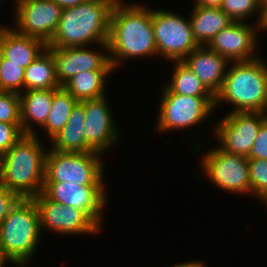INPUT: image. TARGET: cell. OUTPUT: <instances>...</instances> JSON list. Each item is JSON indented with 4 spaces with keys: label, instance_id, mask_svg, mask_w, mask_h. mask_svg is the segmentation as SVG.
I'll return each mask as SVG.
<instances>
[{
    "label": "cell",
    "instance_id": "obj_24",
    "mask_svg": "<svg viewBox=\"0 0 267 267\" xmlns=\"http://www.w3.org/2000/svg\"><path fill=\"white\" fill-rule=\"evenodd\" d=\"M78 101L63 87L54 88L51 110L43 128L49 139L55 137L67 124L70 114Z\"/></svg>",
    "mask_w": 267,
    "mask_h": 267
},
{
    "label": "cell",
    "instance_id": "obj_12",
    "mask_svg": "<svg viewBox=\"0 0 267 267\" xmlns=\"http://www.w3.org/2000/svg\"><path fill=\"white\" fill-rule=\"evenodd\" d=\"M39 216L40 226L63 235L92 234L100 228L83 210L75 209L50 200L43 192L33 197Z\"/></svg>",
    "mask_w": 267,
    "mask_h": 267
},
{
    "label": "cell",
    "instance_id": "obj_33",
    "mask_svg": "<svg viewBox=\"0 0 267 267\" xmlns=\"http://www.w3.org/2000/svg\"><path fill=\"white\" fill-rule=\"evenodd\" d=\"M259 18H257L256 22V29L259 30H267V0H260V6H259Z\"/></svg>",
    "mask_w": 267,
    "mask_h": 267
},
{
    "label": "cell",
    "instance_id": "obj_25",
    "mask_svg": "<svg viewBox=\"0 0 267 267\" xmlns=\"http://www.w3.org/2000/svg\"><path fill=\"white\" fill-rule=\"evenodd\" d=\"M172 63L176 65L172 71L170 84L168 83L166 86L171 93L190 96H213L183 61H172Z\"/></svg>",
    "mask_w": 267,
    "mask_h": 267
},
{
    "label": "cell",
    "instance_id": "obj_40",
    "mask_svg": "<svg viewBox=\"0 0 267 267\" xmlns=\"http://www.w3.org/2000/svg\"><path fill=\"white\" fill-rule=\"evenodd\" d=\"M1 160H2V156L0 155V173H1Z\"/></svg>",
    "mask_w": 267,
    "mask_h": 267
},
{
    "label": "cell",
    "instance_id": "obj_11",
    "mask_svg": "<svg viewBox=\"0 0 267 267\" xmlns=\"http://www.w3.org/2000/svg\"><path fill=\"white\" fill-rule=\"evenodd\" d=\"M14 30L48 44L61 18L62 8L54 0H16Z\"/></svg>",
    "mask_w": 267,
    "mask_h": 267
},
{
    "label": "cell",
    "instance_id": "obj_9",
    "mask_svg": "<svg viewBox=\"0 0 267 267\" xmlns=\"http://www.w3.org/2000/svg\"><path fill=\"white\" fill-rule=\"evenodd\" d=\"M202 168L214 185L239 194L251 193L248 158L222 149L209 150L203 156Z\"/></svg>",
    "mask_w": 267,
    "mask_h": 267
},
{
    "label": "cell",
    "instance_id": "obj_17",
    "mask_svg": "<svg viewBox=\"0 0 267 267\" xmlns=\"http://www.w3.org/2000/svg\"><path fill=\"white\" fill-rule=\"evenodd\" d=\"M182 61L215 97L221 89L230 62L207 46L197 47Z\"/></svg>",
    "mask_w": 267,
    "mask_h": 267
},
{
    "label": "cell",
    "instance_id": "obj_27",
    "mask_svg": "<svg viewBox=\"0 0 267 267\" xmlns=\"http://www.w3.org/2000/svg\"><path fill=\"white\" fill-rule=\"evenodd\" d=\"M259 6L260 0H222L219 8L234 22H244L252 13L259 12Z\"/></svg>",
    "mask_w": 267,
    "mask_h": 267
},
{
    "label": "cell",
    "instance_id": "obj_8",
    "mask_svg": "<svg viewBox=\"0 0 267 267\" xmlns=\"http://www.w3.org/2000/svg\"><path fill=\"white\" fill-rule=\"evenodd\" d=\"M152 25L158 55L169 61H182L199 45L193 36L190 19L165 10H153Z\"/></svg>",
    "mask_w": 267,
    "mask_h": 267
},
{
    "label": "cell",
    "instance_id": "obj_7",
    "mask_svg": "<svg viewBox=\"0 0 267 267\" xmlns=\"http://www.w3.org/2000/svg\"><path fill=\"white\" fill-rule=\"evenodd\" d=\"M158 131L186 129L195 126L212 114L214 96H190L171 93L166 87L160 101Z\"/></svg>",
    "mask_w": 267,
    "mask_h": 267
},
{
    "label": "cell",
    "instance_id": "obj_14",
    "mask_svg": "<svg viewBox=\"0 0 267 267\" xmlns=\"http://www.w3.org/2000/svg\"><path fill=\"white\" fill-rule=\"evenodd\" d=\"M84 105V133L86 145L95 152L103 154L118 139V131L112 121L106 96L81 101ZM103 151V152H102Z\"/></svg>",
    "mask_w": 267,
    "mask_h": 267
},
{
    "label": "cell",
    "instance_id": "obj_15",
    "mask_svg": "<svg viewBox=\"0 0 267 267\" xmlns=\"http://www.w3.org/2000/svg\"><path fill=\"white\" fill-rule=\"evenodd\" d=\"M256 34L255 26H250L247 22H232L217 33L207 47L222 55L230 64L250 61L259 57L254 54Z\"/></svg>",
    "mask_w": 267,
    "mask_h": 267
},
{
    "label": "cell",
    "instance_id": "obj_20",
    "mask_svg": "<svg viewBox=\"0 0 267 267\" xmlns=\"http://www.w3.org/2000/svg\"><path fill=\"white\" fill-rule=\"evenodd\" d=\"M193 36L199 46H207L214 36L234 22L219 7L195 6L190 16Z\"/></svg>",
    "mask_w": 267,
    "mask_h": 267
},
{
    "label": "cell",
    "instance_id": "obj_3",
    "mask_svg": "<svg viewBox=\"0 0 267 267\" xmlns=\"http://www.w3.org/2000/svg\"><path fill=\"white\" fill-rule=\"evenodd\" d=\"M37 137L24 135L2 156L0 185L21 198H33L43 192L47 151Z\"/></svg>",
    "mask_w": 267,
    "mask_h": 267
},
{
    "label": "cell",
    "instance_id": "obj_28",
    "mask_svg": "<svg viewBox=\"0 0 267 267\" xmlns=\"http://www.w3.org/2000/svg\"><path fill=\"white\" fill-rule=\"evenodd\" d=\"M0 122L21 124L20 94L0 91Z\"/></svg>",
    "mask_w": 267,
    "mask_h": 267
},
{
    "label": "cell",
    "instance_id": "obj_26",
    "mask_svg": "<svg viewBox=\"0 0 267 267\" xmlns=\"http://www.w3.org/2000/svg\"><path fill=\"white\" fill-rule=\"evenodd\" d=\"M24 76H25L24 68L15 63H8V60L0 55L1 92H13L17 94L23 92Z\"/></svg>",
    "mask_w": 267,
    "mask_h": 267
},
{
    "label": "cell",
    "instance_id": "obj_2",
    "mask_svg": "<svg viewBox=\"0 0 267 267\" xmlns=\"http://www.w3.org/2000/svg\"><path fill=\"white\" fill-rule=\"evenodd\" d=\"M117 1L90 0L62 9L58 28L47 47H88L95 42L108 53L111 14Z\"/></svg>",
    "mask_w": 267,
    "mask_h": 267
},
{
    "label": "cell",
    "instance_id": "obj_23",
    "mask_svg": "<svg viewBox=\"0 0 267 267\" xmlns=\"http://www.w3.org/2000/svg\"><path fill=\"white\" fill-rule=\"evenodd\" d=\"M60 87L53 54L46 48L25 68L24 89L29 91Z\"/></svg>",
    "mask_w": 267,
    "mask_h": 267
},
{
    "label": "cell",
    "instance_id": "obj_16",
    "mask_svg": "<svg viewBox=\"0 0 267 267\" xmlns=\"http://www.w3.org/2000/svg\"><path fill=\"white\" fill-rule=\"evenodd\" d=\"M85 47H47L53 54L56 77L60 86L84 70H114L108 55Z\"/></svg>",
    "mask_w": 267,
    "mask_h": 267
},
{
    "label": "cell",
    "instance_id": "obj_39",
    "mask_svg": "<svg viewBox=\"0 0 267 267\" xmlns=\"http://www.w3.org/2000/svg\"><path fill=\"white\" fill-rule=\"evenodd\" d=\"M6 26H1V24H0V35H1V33H2V31L4 30V28H5Z\"/></svg>",
    "mask_w": 267,
    "mask_h": 267
},
{
    "label": "cell",
    "instance_id": "obj_30",
    "mask_svg": "<svg viewBox=\"0 0 267 267\" xmlns=\"http://www.w3.org/2000/svg\"><path fill=\"white\" fill-rule=\"evenodd\" d=\"M23 136L21 124L0 122V155L3 156Z\"/></svg>",
    "mask_w": 267,
    "mask_h": 267
},
{
    "label": "cell",
    "instance_id": "obj_38",
    "mask_svg": "<svg viewBox=\"0 0 267 267\" xmlns=\"http://www.w3.org/2000/svg\"><path fill=\"white\" fill-rule=\"evenodd\" d=\"M260 200H263L266 203L267 206V191L265 193H263L260 197Z\"/></svg>",
    "mask_w": 267,
    "mask_h": 267
},
{
    "label": "cell",
    "instance_id": "obj_37",
    "mask_svg": "<svg viewBox=\"0 0 267 267\" xmlns=\"http://www.w3.org/2000/svg\"><path fill=\"white\" fill-rule=\"evenodd\" d=\"M6 261L10 262V260L5 256L2 246L0 245V267H4V263Z\"/></svg>",
    "mask_w": 267,
    "mask_h": 267
},
{
    "label": "cell",
    "instance_id": "obj_36",
    "mask_svg": "<svg viewBox=\"0 0 267 267\" xmlns=\"http://www.w3.org/2000/svg\"><path fill=\"white\" fill-rule=\"evenodd\" d=\"M170 267H204V263H201L200 261L197 262V261H187L185 263H179L178 265H173V266H170Z\"/></svg>",
    "mask_w": 267,
    "mask_h": 267
},
{
    "label": "cell",
    "instance_id": "obj_1",
    "mask_svg": "<svg viewBox=\"0 0 267 267\" xmlns=\"http://www.w3.org/2000/svg\"><path fill=\"white\" fill-rule=\"evenodd\" d=\"M107 43L113 69L121 60L158 55L152 10L135 3L126 6L118 0L112 9Z\"/></svg>",
    "mask_w": 267,
    "mask_h": 267
},
{
    "label": "cell",
    "instance_id": "obj_10",
    "mask_svg": "<svg viewBox=\"0 0 267 267\" xmlns=\"http://www.w3.org/2000/svg\"><path fill=\"white\" fill-rule=\"evenodd\" d=\"M266 112H228L215 127L220 149L248 157Z\"/></svg>",
    "mask_w": 267,
    "mask_h": 267
},
{
    "label": "cell",
    "instance_id": "obj_34",
    "mask_svg": "<svg viewBox=\"0 0 267 267\" xmlns=\"http://www.w3.org/2000/svg\"><path fill=\"white\" fill-rule=\"evenodd\" d=\"M62 9L70 8L90 0H54Z\"/></svg>",
    "mask_w": 267,
    "mask_h": 267
},
{
    "label": "cell",
    "instance_id": "obj_5",
    "mask_svg": "<svg viewBox=\"0 0 267 267\" xmlns=\"http://www.w3.org/2000/svg\"><path fill=\"white\" fill-rule=\"evenodd\" d=\"M40 216L33 198H21L0 225V245L14 265L26 266L41 238Z\"/></svg>",
    "mask_w": 267,
    "mask_h": 267
},
{
    "label": "cell",
    "instance_id": "obj_32",
    "mask_svg": "<svg viewBox=\"0 0 267 267\" xmlns=\"http://www.w3.org/2000/svg\"><path fill=\"white\" fill-rule=\"evenodd\" d=\"M21 197L0 185V225Z\"/></svg>",
    "mask_w": 267,
    "mask_h": 267
},
{
    "label": "cell",
    "instance_id": "obj_35",
    "mask_svg": "<svg viewBox=\"0 0 267 267\" xmlns=\"http://www.w3.org/2000/svg\"><path fill=\"white\" fill-rule=\"evenodd\" d=\"M195 6L220 7L222 0H195Z\"/></svg>",
    "mask_w": 267,
    "mask_h": 267
},
{
    "label": "cell",
    "instance_id": "obj_21",
    "mask_svg": "<svg viewBox=\"0 0 267 267\" xmlns=\"http://www.w3.org/2000/svg\"><path fill=\"white\" fill-rule=\"evenodd\" d=\"M85 111L84 105L78 102L73 108L67 124L50 141H52V150L58 152H92L86 145L85 139Z\"/></svg>",
    "mask_w": 267,
    "mask_h": 267
},
{
    "label": "cell",
    "instance_id": "obj_13",
    "mask_svg": "<svg viewBox=\"0 0 267 267\" xmlns=\"http://www.w3.org/2000/svg\"><path fill=\"white\" fill-rule=\"evenodd\" d=\"M105 184L81 186L70 182L44 183L43 193L55 202L83 210L100 228L106 204ZM106 198V199H105Z\"/></svg>",
    "mask_w": 267,
    "mask_h": 267
},
{
    "label": "cell",
    "instance_id": "obj_29",
    "mask_svg": "<svg viewBox=\"0 0 267 267\" xmlns=\"http://www.w3.org/2000/svg\"><path fill=\"white\" fill-rule=\"evenodd\" d=\"M251 195L259 198L267 191V159H248Z\"/></svg>",
    "mask_w": 267,
    "mask_h": 267
},
{
    "label": "cell",
    "instance_id": "obj_19",
    "mask_svg": "<svg viewBox=\"0 0 267 267\" xmlns=\"http://www.w3.org/2000/svg\"><path fill=\"white\" fill-rule=\"evenodd\" d=\"M54 88L20 93L21 125L24 135H35L29 122L44 126L52 106Z\"/></svg>",
    "mask_w": 267,
    "mask_h": 267
},
{
    "label": "cell",
    "instance_id": "obj_18",
    "mask_svg": "<svg viewBox=\"0 0 267 267\" xmlns=\"http://www.w3.org/2000/svg\"><path fill=\"white\" fill-rule=\"evenodd\" d=\"M47 44L41 39L18 33L13 28L5 27L0 35V55L8 60L26 68L45 49Z\"/></svg>",
    "mask_w": 267,
    "mask_h": 267
},
{
    "label": "cell",
    "instance_id": "obj_22",
    "mask_svg": "<svg viewBox=\"0 0 267 267\" xmlns=\"http://www.w3.org/2000/svg\"><path fill=\"white\" fill-rule=\"evenodd\" d=\"M115 70H84L71 77L63 87L78 101L105 96V80Z\"/></svg>",
    "mask_w": 267,
    "mask_h": 267
},
{
    "label": "cell",
    "instance_id": "obj_4",
    "mask_svg": "<svg viewBox=\"0 0 267 267\" xmlns=\"http://www.w3.org/2000/svg\"><path fill=\"white\" fill-rule=\"evenodd\" d=\"M215 108L220 101L234 106L231 112H267V65L261 57L232 62L221 89L215 95ZM230 102V103H229Z\"/></svg>",
    "mask_w": 267,
    "mask_h": 267
},
{
    "label": "cell",
    "instance_id": "obj_31",
    "mask_svg": "<svg viewBox=\"0 0 267 267\" xmlns=\"http://www.w3.org/2000/svg\"><path fill=\"white\" fill-rule=\"evenodd\" d=\"M248 159H267V118L261 123Z\"/></svg>",
    "mask_w": 267,
    "mask_h": 267
},
{
    "label": "cell",
    "instance_id": "obj_6",
    "mask_svg": "<svg viewBox=\"0 0 267 267\" xmlns=\"http://www.w3.org/2000/svg\"><path fill=\"white\" fill-rule=\"evenodd\" d=\"M98 152H58L48 150L44 183L70 182L78 186H101L103 162Z\"/></svg>",
    "mask_w": 267,
    "mask_h": 267
}]
</instances>
